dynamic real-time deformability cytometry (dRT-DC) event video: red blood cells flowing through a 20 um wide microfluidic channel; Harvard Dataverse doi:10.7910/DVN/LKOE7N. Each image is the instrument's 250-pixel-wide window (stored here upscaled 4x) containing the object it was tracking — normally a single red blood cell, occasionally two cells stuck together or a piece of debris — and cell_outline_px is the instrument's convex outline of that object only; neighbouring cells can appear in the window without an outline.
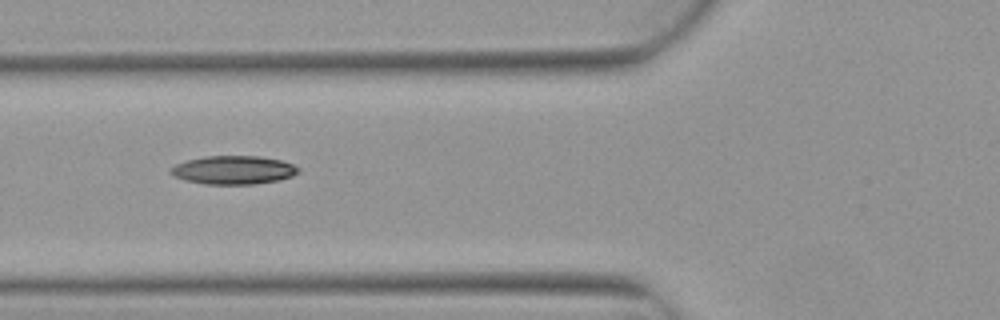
{"species": "Egyptian fruit bat (a non-hibernating species)", "species_latin": "Rousettus aegyptiacus", "temperature_condition": "warm", "stored_images_in_passage": 7, "camera_frame_rate_fps": 3000, "um_per_image_px": 0.085, "animal": {"sex": "female"}, "frame": {"image": 1, "passage_image": 5, "time_ms": 1.333, "image_size_px": [1000, 320], "cell_outline_px": [[300, 172], [292, 176], [276, 180], [252, 184], [204, 184], [184, 180], [168, 172], [168, 168], [176, 164], [188, 160], [204, 156], [260, 156], [280, 160], [292, 164], [300, 168]], "centroid_in_image_um": [19.82, 14.44], "position_along_channel_um": 106.0, "area_um2": 21.15}}
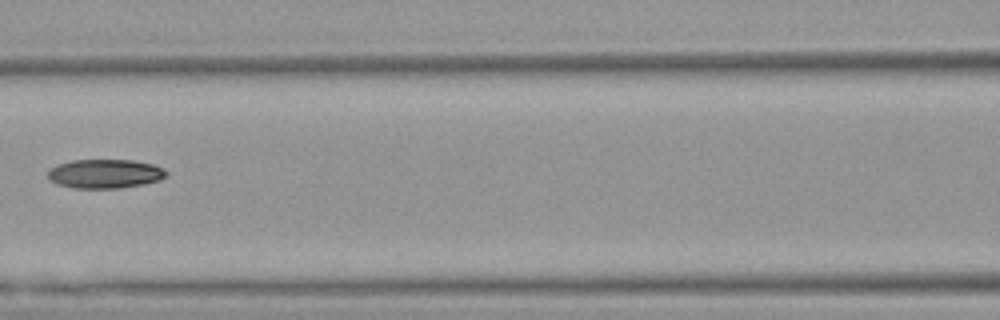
{"frame": {"image": 2, "passage_image": 6, "time_ms": 1.667, "image_size_px": [1000, 320], "cell_outline_px": [[168, 176], [160, 180], [144, 184], [120, 188], [72, 188], [56, 184], [48, 176], [48, 168], [56, 164], [72, 160], [132, 160], [152, 164], [164, 168], [168, 172]], "centroid_in_image_um": [8.93, 14.77], "position_along_channel_um": 157.7, "area_um2": 20.29}}
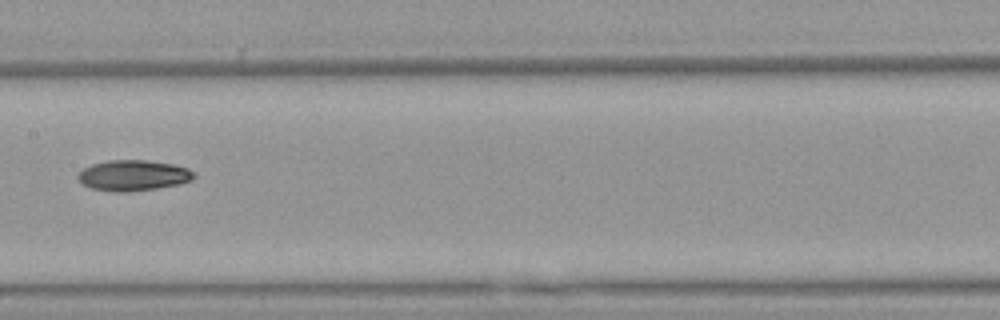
{"frame": {"image": 3, "passage_image": 7, "time_ms": 2.0, "image_size_px": [1000, 320], "cell_outline_px": [[196, 176], [192, 180], [180, 184], [156, 188], [128, 192], [112, 192], [92, 188], [84, 184], [76, 176], [84, 168], [92, 164], [108, 160], [148, 160], [172, 164], [188, 168]], "centroid_in_image_um": [11.34, 14.91], "position_along_channel_um": 196.1, "area_um2": 20.69}}